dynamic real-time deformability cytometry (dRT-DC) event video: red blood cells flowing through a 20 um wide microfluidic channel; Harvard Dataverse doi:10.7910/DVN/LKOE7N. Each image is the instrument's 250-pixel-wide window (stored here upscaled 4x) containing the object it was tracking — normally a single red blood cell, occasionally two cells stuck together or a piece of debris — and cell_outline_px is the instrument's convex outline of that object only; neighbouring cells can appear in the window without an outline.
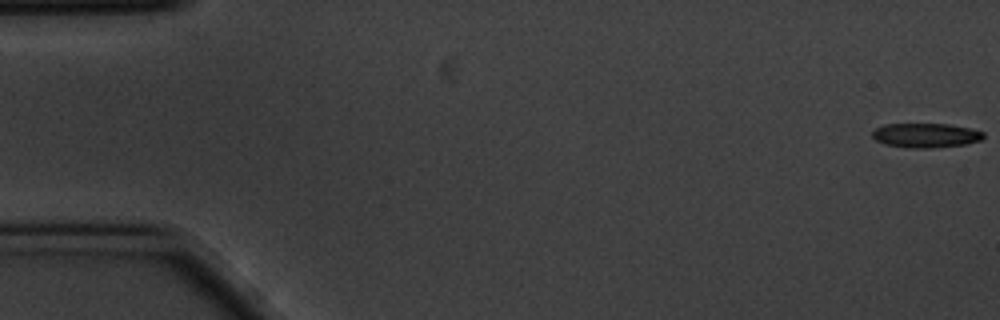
{"species": "common noctule bat (a hibernating species)", "species_latin": "Nyctalus noctula", "temperature_condition": "cold", "stored_images_in_passage": 57, "camera_frame_rate_fps": 3000, "um_per_image_px": 0.085, "animal": {"sex": "male", "body_mass_g": 20.1, "forearm_length_mm": 53.5}, "frame": {"image": 1, "passage_image": 1, "time_ms": 0.0, "image_size_px": [1000, 320], "cell_outline_px": [[984, 136], [980, 140], [968, 144], [932, 148], [908, 148], [884, 144], [876, 140], [872, 136], [872, 132], [876, 128], [884, 124], [948, 124], [968, 128], [984, 132]], "centroid_in_image_um": [78.68, 11.51], "position_along_channel_um": 6.3, "area_um2": 15.84}}
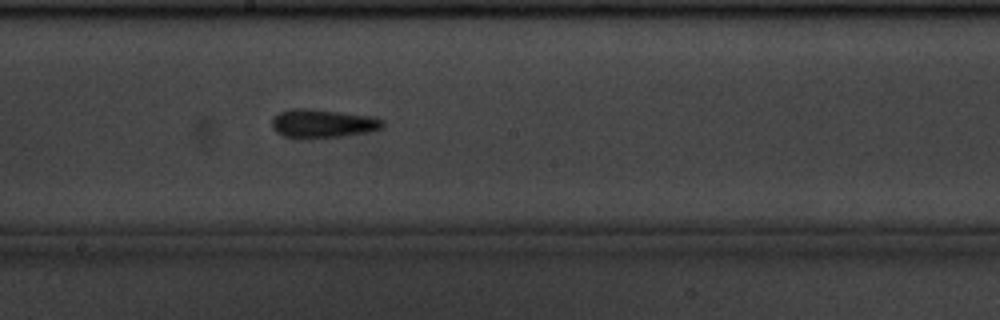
{"frame": {"image": 2, "passage_image": 31, "time_ms": 10.0, "image_size_px": [1000, 320], "cell_outline_px": [[384, 124], [380, 128], [364, 132], [344, 136], [308, 140], [296, 140], [284, 136], [276, 132], [272, 128], [272, 116], [280, 112], [292, 108], [308, 108], [372, 116], [384, 120]], "centroid_in_image_um": [27.34, 10.52], "position_along_channel_um": 220.9, "area_um2": 18.9}}
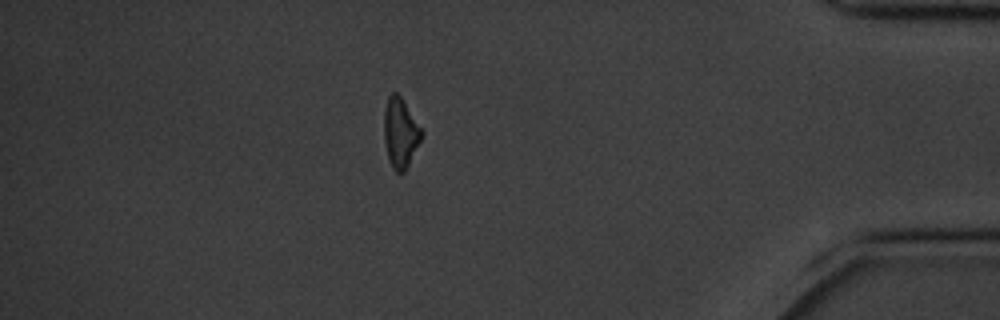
{"frame": {"image": 3, "passage_image": 50, "time_ms": 16.333, "image_size_px": [1000, 320], "cell_outline_px": [[424, 132], [404, 172], [400, 176], [392, 168], [388, 160], [384, 140], [384, 112], [388, 96], [392, 92], [396, 92], [400, 96], [424, 128]], "centroid_in_image_um": [34.04, 11.29], "position_along_channel_um": 401.2, "area_um2": 15.49}, "authors_computed_cell_mechanics": {"area_um2": 16.1262, "velocity_mm_per_s": 3.4973, "shape_relaxation_time_tau1_ms": 2.4041, "shape_relaxation_time_tau2_ms": 4.6723, "deformation_change_tau1": 0.1268, "deformation_change_tau2": 0.1614}}